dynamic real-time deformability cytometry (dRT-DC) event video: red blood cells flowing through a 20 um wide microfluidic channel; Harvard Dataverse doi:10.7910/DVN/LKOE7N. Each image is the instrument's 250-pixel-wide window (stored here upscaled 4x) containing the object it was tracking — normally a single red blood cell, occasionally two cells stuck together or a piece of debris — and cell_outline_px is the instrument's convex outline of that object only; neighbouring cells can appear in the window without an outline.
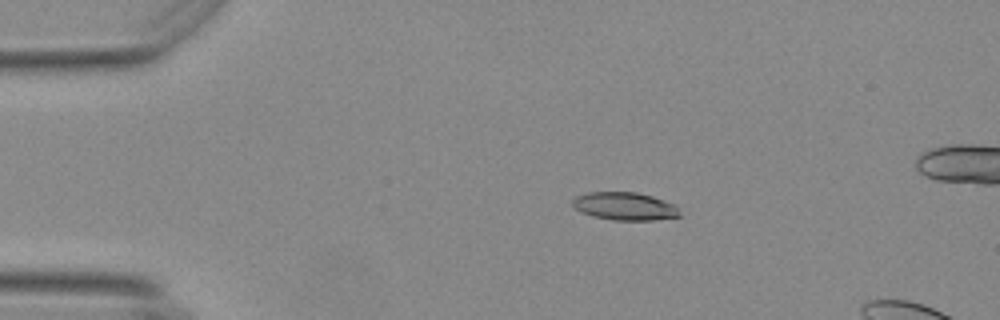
{"species": "Egyptian fruit bat (a non-hibernating species)", "species_latin": "Rousettus aegyptiacus", "temperature_condition": "warm", "stored_images_in_passage": 9, "camera_frame_rate_fps": 3000, "um_per_image_px": 0.085, "animal": {"sex": "female"}, "frame": {"image": 1, "passage_image": 2, "time_ms": 0.333, "image_size_px": [1000, 320], "cell_outline_px": [[680, 216], [652, 220], [612, 220], [592, 216], [580, 212], [572, 204], [572, 200], [576, 196], [588, 192], [636, 192], [652, 196], [676, 204], [680, 212]], "centroid_in_image_um": [53.11, 17.53], "position_along_channel_um": 31.9, "area_um2": 17.51}}